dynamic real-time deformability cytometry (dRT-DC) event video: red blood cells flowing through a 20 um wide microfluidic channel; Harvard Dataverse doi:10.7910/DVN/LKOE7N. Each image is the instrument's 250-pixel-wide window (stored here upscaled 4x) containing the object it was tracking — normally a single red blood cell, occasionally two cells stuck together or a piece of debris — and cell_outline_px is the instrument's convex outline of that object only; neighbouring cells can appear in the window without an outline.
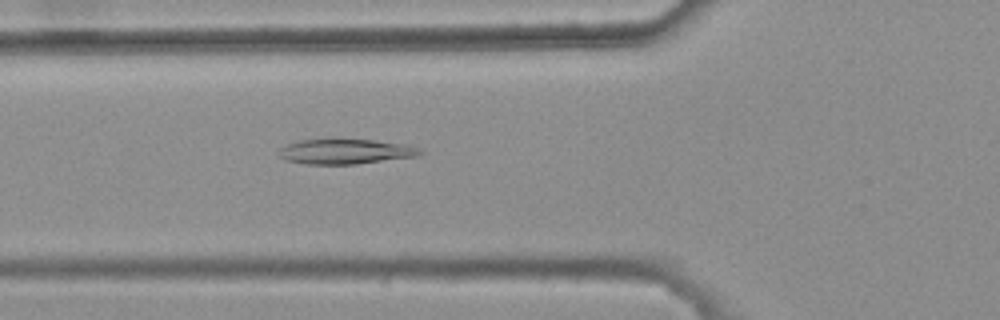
{"species": "common noctule bat (a hibernating species)", "species_latin": "Nyctalus noctula", "temperature_condition": "warm", "stored_images_in_passage": 6, "camera_frame_rate_fps": 3000, "um_per_image_px": 0.085, "animal": {"sex": "female", "body_mass_g": 25.1}, "frame": {"image": 1, "passage_image": 6, "time_ms": 1.667, "image_size_px": [1000, 320], "cell_outline_px": [[424, 152], [416, 156], [356, 164], [304, 164], [284, 160], [280, 156], [280, 148], [288, 144], [300, 140], [376, 140], [408, 144]], "centroid_in_image_um": [29.36, 12.89], "position_along_channel_um": 96.4, "area_um2": 20.29}}